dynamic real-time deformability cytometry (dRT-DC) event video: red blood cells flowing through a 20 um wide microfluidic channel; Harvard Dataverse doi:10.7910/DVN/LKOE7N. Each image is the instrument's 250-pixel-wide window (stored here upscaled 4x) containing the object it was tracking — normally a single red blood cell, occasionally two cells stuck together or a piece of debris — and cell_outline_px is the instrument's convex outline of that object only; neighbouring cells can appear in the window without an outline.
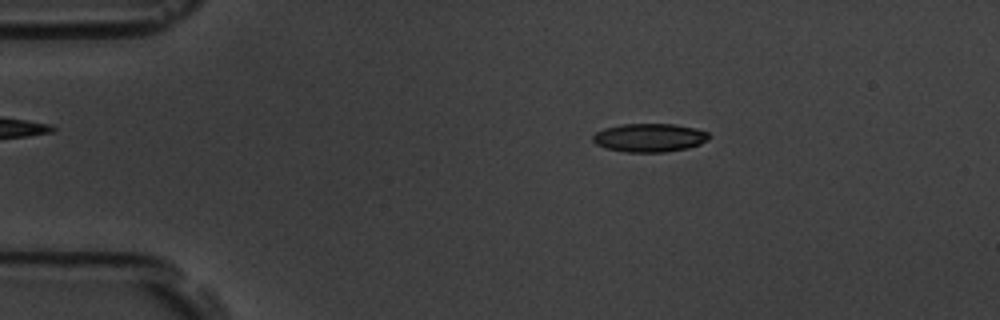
{"species": "common noctule bat (a hibernating species)", "species_latin": "Nyctalus noctula", "temperature_condition": "room temperature", "stored_images_in_passage": 5, "camera_frame_rate_fps": 3000, "um_per_image_px": 0.085, "animal": {"sex": "male", "body_mass_g": 19.5, "forearm_length_mm": 54.6}, "frame": {"image": 1, "passage_image": 3, "time_ms": 2.333, "image_size_px": [1000, 320], "cell_outline_px": [[708, 140], [700, 144], [688, 148], [664, 152], [624, 152], [604, 148], [596, 144], [592, 140], [592, 136], [596, 132], [604, 128], [624, 124], [676, 124], [696, 128], [708, 132]], "centroid_in_image_um": [55.19, 11.7], "position_along_channel_um": 29.8, "area_um2": 19.36}}
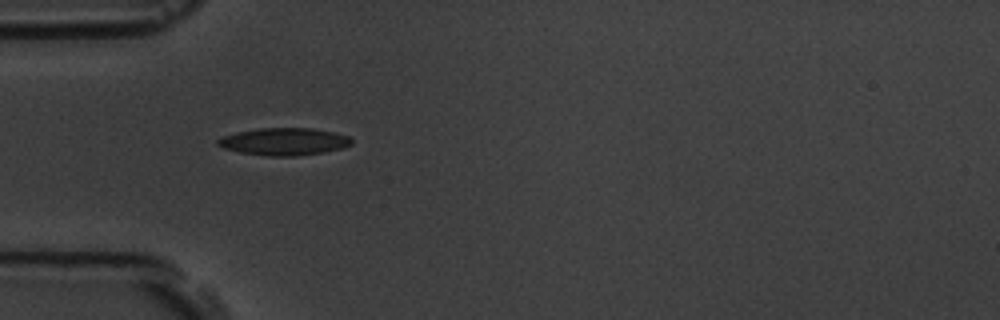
{"frame": {"image": 2, "passage_image": 5, "time_ms": 4.667, "image_size_px": [1000, 320], "cell_outline_px": [[352, 144], [340, 148], [324, 152], [296, 156], [268, 156], [240, 152], [224, 148], [216, 144], [216, 140], [224, 136], [236, 132], [260, 128], [312, 128], [336, 132], [348, 136], [352, 140]], "centroid_in_image_um": [24.15, 12.03], "position_along_channel_um": 60.9, "area_um2": 21.27}}